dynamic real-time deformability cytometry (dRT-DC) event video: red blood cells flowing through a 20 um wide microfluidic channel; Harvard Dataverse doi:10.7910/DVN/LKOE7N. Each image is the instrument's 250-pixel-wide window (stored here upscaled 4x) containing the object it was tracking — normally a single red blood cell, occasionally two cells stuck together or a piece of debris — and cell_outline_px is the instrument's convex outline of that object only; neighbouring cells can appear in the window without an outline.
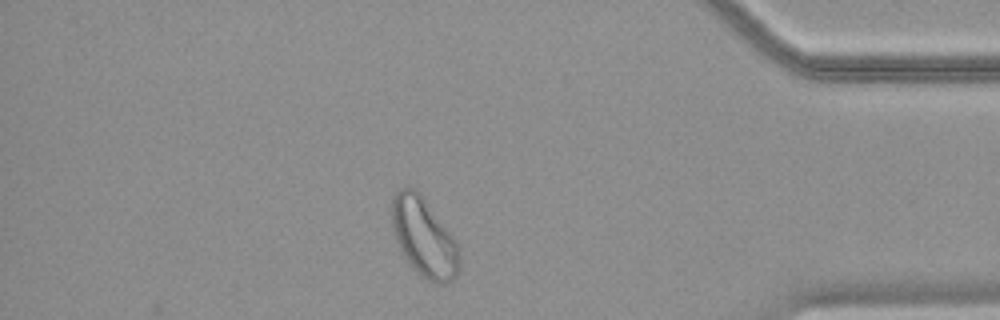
{"species": "common noctule bat (a hibernating species)", "species_latin": "Nyctalus noctula", "temperature_condition": "warm", "stored_images_in_passage": 46, "camera_frame_rate_fps": 3000, "um_per_image_px": 0.085, "animal": {"sex": "female", "body_mass_g": 18.4}, "frame": {"image": 1, "passage_image": 40, "time_ms": 13.0, "image_size_px": [1000, 320], "cell_outline_px": [[460, 272], [452, 280], [444, 284], [436, 284], [428, 280], [416, 272], [404, 256], [392, 232], [392, 196], [400, 188], [412, 188], [420, 192], [456, 240], [460, 252]], "centroid_in_image_um": [36.06, 20.19], "position_along_channel_um": 399.1, "area_um2": 31.27}}